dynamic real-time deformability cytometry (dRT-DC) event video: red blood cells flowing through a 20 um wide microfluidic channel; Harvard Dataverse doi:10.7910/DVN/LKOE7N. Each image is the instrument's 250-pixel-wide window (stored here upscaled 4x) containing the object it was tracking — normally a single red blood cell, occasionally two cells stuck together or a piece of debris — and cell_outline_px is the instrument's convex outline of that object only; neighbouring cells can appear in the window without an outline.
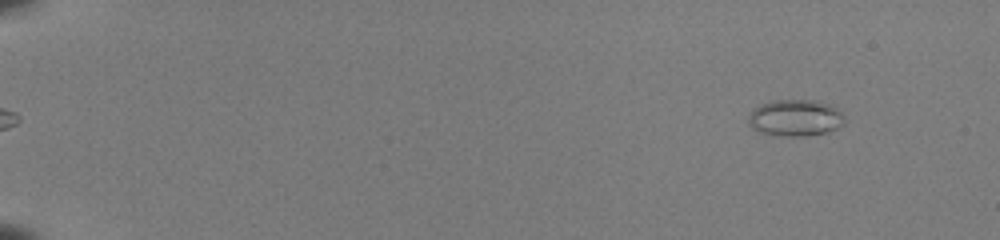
{"species": "common noctule bat (a hibernating species)", "species_latin": "Nyctalus noctula", "temperature_condition": "room temperature", "stored_images_in_passage": 54, "camera_frame_rate_fps": 3000, "um_per_image_px": 0.085, "animal": {"sex": "female", "body_mass_g": 22.0, "forearm_length_mm": 56.7}, "frame": {"image": 1, "passage_image": 6, "time_ms": 1.667, "image_size_px": [1000, 240], "cell_outline_px": [[844, 124], [828, 132], [804, 136], [776, 136], [760, 132], [752, 128], [748, 124], [748, 116], [760, 104], [776, 100], [816, 100], [828, 104], [836, 108], [844, 116]], "centroid_in_image_um": [67.59, 10.03], "position_along_channel_um": 17.4, "area_um2": 20.52}}
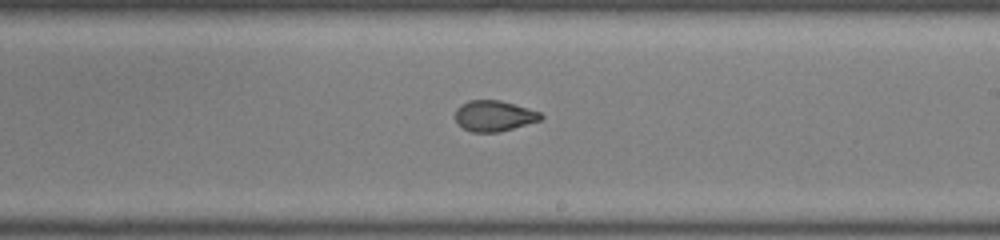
{"frame": {"image": 2, "passage_image": 35, "time_ms": 11.333, "image_size_px": [1000, 240], "cell_outline_px": [[544, 116], [540, 120], [500, 132], [472, 132], [464, 128], [456, 120], [456, 108], [460, 104], [468, 100], [500, 100], [540, 112]], "centroid_in_image_um": [41.98, 9.84], "position_along_channel_um": 247.0, "area_um2": 15.2}}
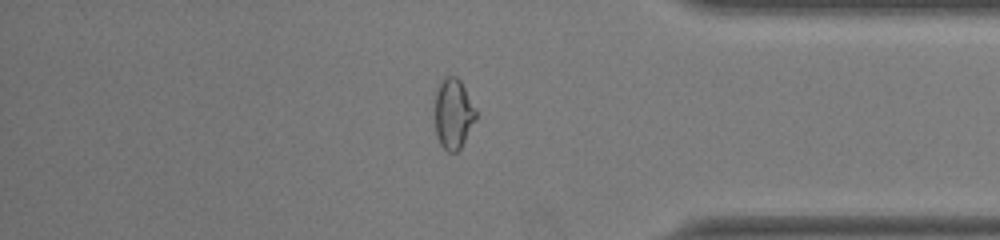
{"frame": {"image": 3, "passage_image": 47, "time_ms": 15.333, "image_size_px": [1000, 240], "cell_outline_px": [[476, 120], [460, 148], [456, 152], [448, 152], [440, 144], [436, 136], [436, 88], [440, 80], [444, 76], [456, 76], [460, 80], [476, 108]], "centroid_in_image_um": [38.54, 9.64], "position_along_channel_um": 396.7, "area_um2": 16.82}, "authors_computed_cell_mechanics": {"area_um2": 17.2533, "velocity_mm_per_s": 4.0203, "shape_relaxation_time_tau1_ms": null, "shape_relaxation_time_tau2_ms": 1.0246, "deformation_change_tau1": null, "deformation_change_tau2": 0.0612}}